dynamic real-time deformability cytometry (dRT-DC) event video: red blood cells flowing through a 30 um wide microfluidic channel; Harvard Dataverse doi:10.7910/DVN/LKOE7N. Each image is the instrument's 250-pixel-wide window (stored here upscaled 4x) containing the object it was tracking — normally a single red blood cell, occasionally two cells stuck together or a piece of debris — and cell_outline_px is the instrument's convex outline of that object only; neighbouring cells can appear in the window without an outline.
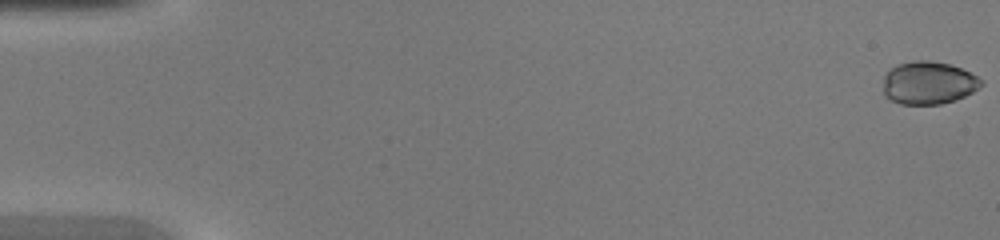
{"species": "common noctule bat (a hibernating species)", "species_latin": "Nyctalus noctula", "temperature_condition": "warm", "stored_images_in_passage": 47, "camera_frame_rate_fps": 3000, "um_per_image_px": 0.085, "animal": {"sex": "female", "body_mass_g": 20.0, "forearm_length_mm": 54.0}, "frame": {"image": 1, "passage_image": 1, "time_ms": 0.0, "image_size_px": [1000, 240], "cell_outline_px": [[984, 84], [972, 92], [956, 100], [940, 104], [900, 104], [884, 96], [884, 76], [896, 64], [916, 60], [928, 60], [948, 64], [960, 68], [984, 80]], "centroid_in_image_um": [78.92, 7.05], "position_along_channel_um": 6.1, "area_um2": 24.39}}
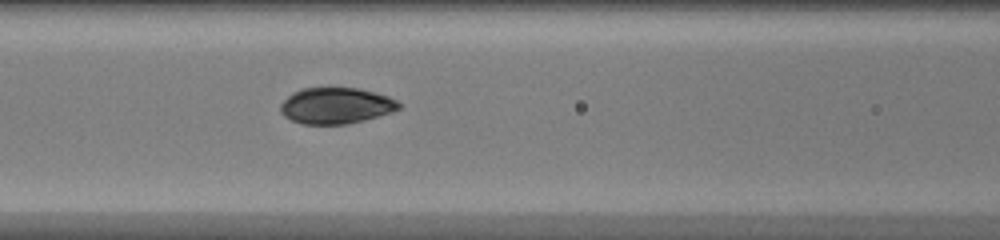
{"frame": {"image": 2, "passage_image": 21, "time_ms": 6.667, "image_size_px": [1000, 240], "cell_outline_px": [[400, 108], [392, 112], [364, 120], [344, 124], [300, 124], [284, 116], [280, 112], [280, 104], [292, 92], [300, 88], [360, 88], [388, 96], [396, 100], [400, 104]], "centroid_in_image_um": [28.53, 8.98], "position_along_channel_um": 138.1, "area_um2": 24.97}}
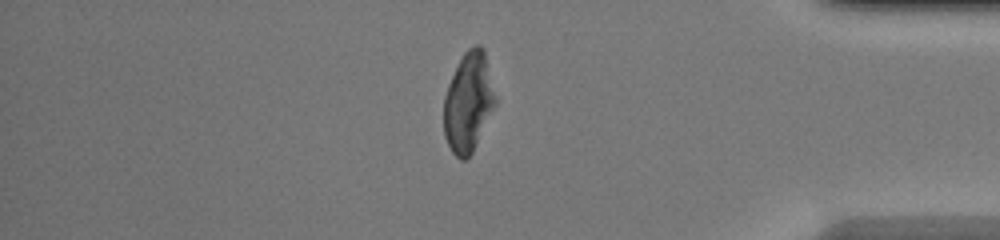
{"frame": {"image": 3, "passage_image": 40, "time_ms": 13.0, "image_size_px": [1000, 240], "cell_outline_px": [[496, 104], [472, 152], [464, 160], [460, 160], [452, 152], [444, 136], [444, 96], [448, 84], [464, 52], [468, 48], [476, 44], [480, 44], [484, 48], [496, 96]], "centroid_in_image_um": [39.82, 8.67], "position_along_channel_um": 395.4, "area_um2": 29.77}}